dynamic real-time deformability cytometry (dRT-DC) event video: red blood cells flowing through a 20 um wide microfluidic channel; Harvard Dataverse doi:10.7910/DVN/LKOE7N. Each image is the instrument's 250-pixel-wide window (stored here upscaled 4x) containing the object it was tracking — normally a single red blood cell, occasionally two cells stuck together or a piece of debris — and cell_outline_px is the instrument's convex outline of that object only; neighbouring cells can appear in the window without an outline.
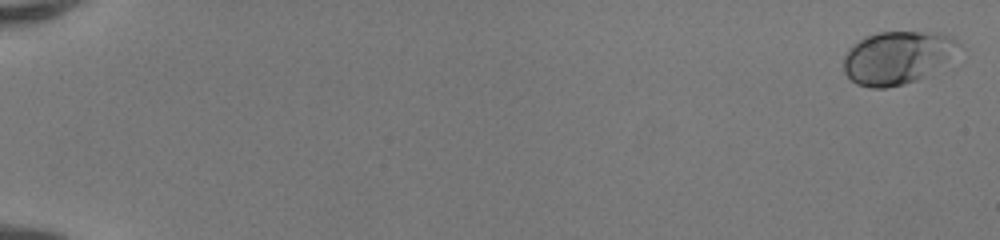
{"species": "human", "species_latin": "Homo sapiens", "temperature_condition": "room temperature", "stored_images_in_passage": 51, "camera_frame_rate_fps": 3000, "um_per_image_px": 0.085, "donor": {"sex": "female"}, "frame": {"image": 1, "passage_image": 1, "time_ms": 0.0, "image_size_px": [1000, 240], "cell_outline_px": [[960, 44], [932, 76], [904, 84], [884, 88], [872, 88], [856, 84], [844, 72], [844, 56], [848, 48], [864, 36], [880, 32], [940, 32], [952, 36]], "centroid_in_image_um": [76.25, 4.9], "position_along_channel_um": 8.7, "area_um2": 35.66}}
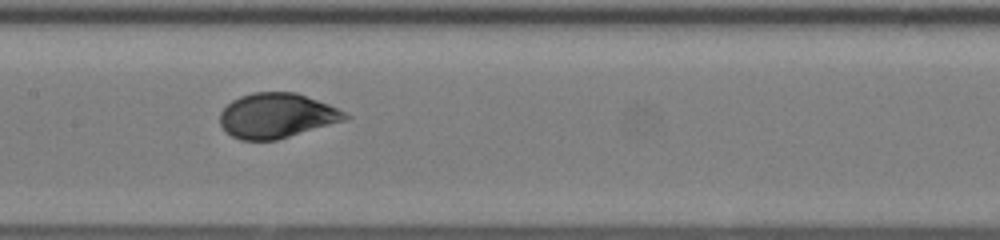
{"frame": {"image": 2, "passage_image": 28, "time_ms": 9.0, "image_size_px": [1000, 240], "cell_outline_px": [[352, 116], [344, 120], [276, 140], [240, 140], [232, 136], [220, 124], [220, 112], [232, 100], [240, 96], [252, 92], [296, 92], [328, 104]], "centroid_in_image_um": [23.49, 9.82], "position_along_channel_um": 183.9, "area_um2": 32.37}}
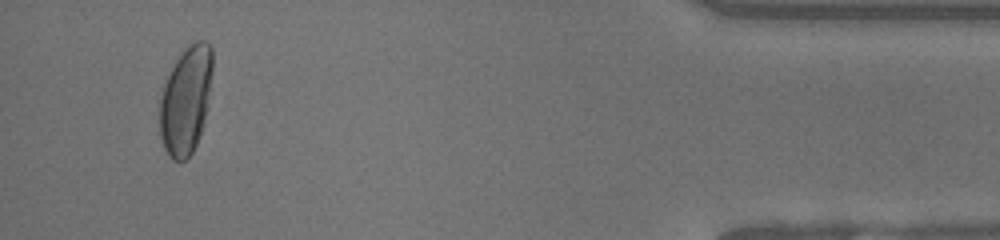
{"frame": {"image": 3, "passage_image": 49, "time_ms": 16.0, "image_size_px": [1000, 240], "cell_outline_px": [[212, 72], [208, 108], [200, 136], [192, 152], [184, 160], [172, 160], [168, 156], [164, 148], [160, 136], [160, 96], [164, 84], [176, 60], [188, 44], [196, 40], [204, 40], [212, 48]], "centroid_in_image_um": [15.81, 8.51], "position_along_channel_um": 419.4, "area_um2": 33.29}, "authors_computed_cell_mechanics": {"area_um2": 33.0038, "velocity_mm_per_s": 4.1616, "shape_relaxation_time_tau1_ms": 4.074, "shape_relaxation_time_tau2_ms": null, "deformation_change_tau1": 0.1674, "deformation_change_tau2": null}}